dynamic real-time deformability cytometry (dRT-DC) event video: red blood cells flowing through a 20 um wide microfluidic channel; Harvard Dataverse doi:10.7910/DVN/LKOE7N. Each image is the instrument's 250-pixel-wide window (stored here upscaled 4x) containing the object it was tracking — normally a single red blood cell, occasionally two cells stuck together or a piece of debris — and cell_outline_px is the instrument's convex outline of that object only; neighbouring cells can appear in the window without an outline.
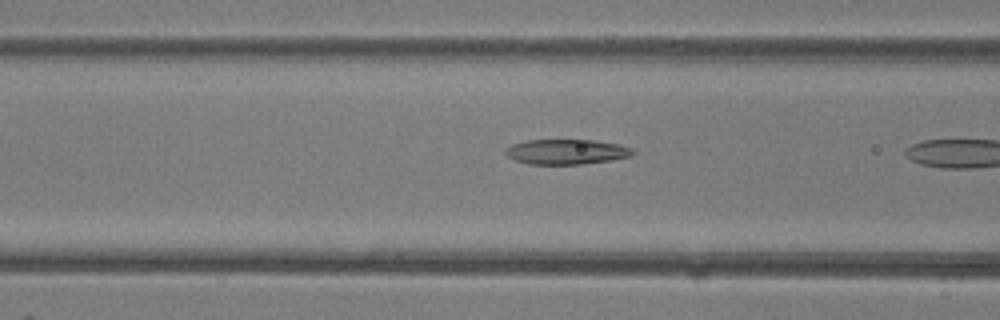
{"species": "common noctule bat (a hibernating species)", "species_latin": "Nyctalus noctula", "temperature_condition": "room temperature", "stored_images_in_passage": 16, "camera_frame_rate_fps": 3000, "um_per_image_px": 0.085, "animal": {"sex": "female"}, "frame": {"image": 1, "passage_image": 14, "time_ms": 4.333, "image_size_px": [1000, 320], "cell_outline_px": [[636, 152], [632, 156], [612, 160], [580, 164], [528, 164], [516, 160], [508, 156], [504, 152], [504, 148], [512, 144], [524, 140], [592, 140], [620, 144], [632, 148]], "centroid_in_image_um": [48.15, 12.89], "position_along_channel_um": 118.4, "area_um2": 18.73}}